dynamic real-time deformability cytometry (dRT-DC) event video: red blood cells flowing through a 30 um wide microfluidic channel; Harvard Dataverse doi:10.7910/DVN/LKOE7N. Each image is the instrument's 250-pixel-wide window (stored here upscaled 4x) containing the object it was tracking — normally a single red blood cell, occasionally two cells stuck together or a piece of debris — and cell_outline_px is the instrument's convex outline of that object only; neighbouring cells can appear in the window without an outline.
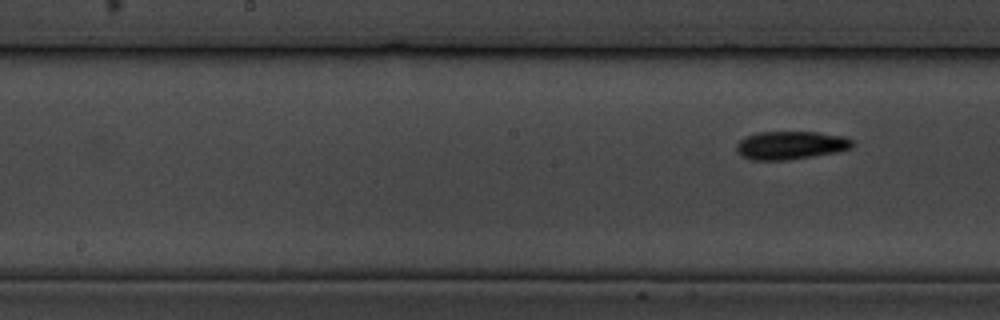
{"species": "common noctule bat (a hibernating species)", "species_latin": "Nyctalus noctula", "temperature_condition": "cold", "stored_images_in_passage": 6, "camera_frame_rate_fps": 3000, "um_per_image_px": 0.085, "animal": {"sex": "male", "body_mass_g": 19.5, "forearm_length_mm": 54.6}, "frame": {"image": 1, "passage_image": 6, "time_ms": 6.0, "image_size_px": [1000, 320], "cell_outline_px": [[856, 144], [852, 148], [836, 152], [788, 160], [752, 160], [740, 156], [736, 152], [736, 144], [744, 136], [756, 132], [816, 132], [840, 136], [852, 140]], "centroid_in_image_um": [67.15, 12.35], "position_along_channel_um": 181.0, "area_um2": 19.19}}